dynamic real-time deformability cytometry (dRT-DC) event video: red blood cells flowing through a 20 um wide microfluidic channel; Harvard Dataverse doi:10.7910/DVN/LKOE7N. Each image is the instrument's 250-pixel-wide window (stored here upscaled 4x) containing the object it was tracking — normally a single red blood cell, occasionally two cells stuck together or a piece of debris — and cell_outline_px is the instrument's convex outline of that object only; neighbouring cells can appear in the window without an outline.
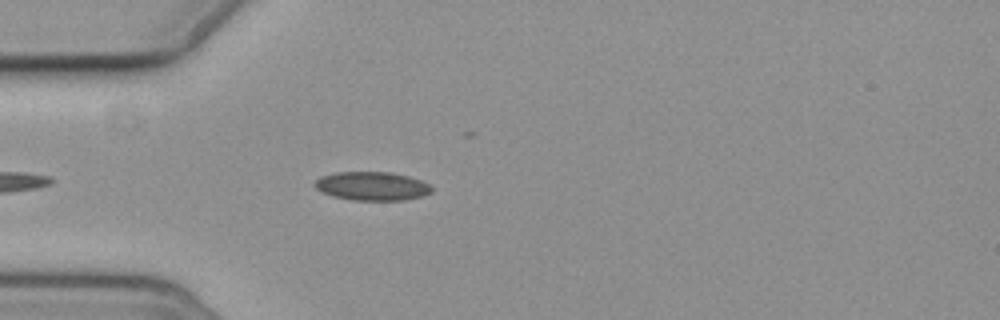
{"species": "common noctule bat (a hibernating species)", "species_latin": "Nyctalus noctula", "temperature_condition": "cold", "stored_images_in_passage": 5, "camera_frame_rate_fps": 3000, "um_per_image_px": 0.085, "animal": {"sex": "female", "body_mass_g": 19.3, "forearm_length_mm": 54.1}, "frame": {"image": 1, "passage_image": 5, "time_ms": 5.333, "image_size_px": [1000, 320], "cell_outline_px": [[432, 192], [420, 196], [404, 200], [352, 200], [332, 196], [320, 192], [312, 184], [320, 176], [336, 172], [392, 172], [408, 176], [420, 180], [428, 184], [432, 188]], "centroid_in_image_um": [31.57, 15.81], "position_along_channel_um": 53.4, "area_um2": 19.59}}